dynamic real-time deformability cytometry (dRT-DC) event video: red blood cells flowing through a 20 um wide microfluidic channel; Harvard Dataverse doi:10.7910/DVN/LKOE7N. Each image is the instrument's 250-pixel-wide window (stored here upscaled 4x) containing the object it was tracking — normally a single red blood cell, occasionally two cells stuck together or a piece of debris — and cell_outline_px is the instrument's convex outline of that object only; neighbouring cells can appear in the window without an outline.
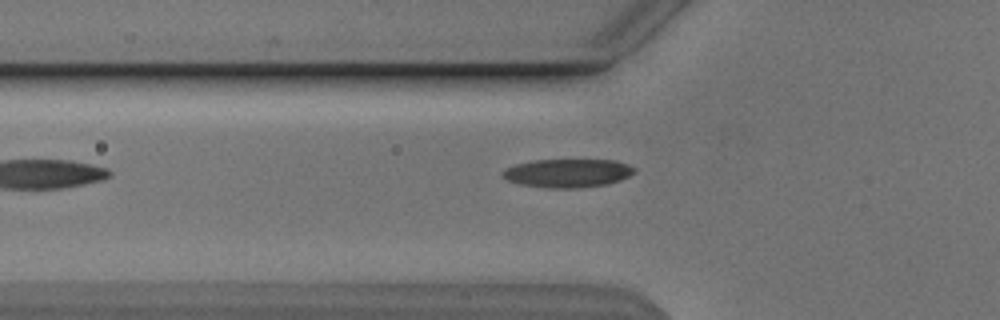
{"species": "Egyptian fruit bat (a non-hibernating species)", "species_latin": "Rousettus aegyptiacus", "temperature_condition": "cold", "stored_images_in_passage": 22, "camera_frame_rate_fps": 3000, "um_per_image_px": 0.085, "animal": {"sex": "male"}, "frame": {"image": 1, "passage_image": 2, "time_ms": 0.333, "image_size_px": [1000, 320], "cell_outline_px": [[636, 172], [620, 180], [604, 184], [576, 188], [544, 188], [520, 184], [508, 180], [500, 176], [500, 172], [504, 168], [516, 164], [532, 160], [616, 160], [628, 164], [636, 168]], "centroid_in_image_um": [48.21, 14.71], "position_along_channel_um": 77.6, "area_um2": 22.02}}
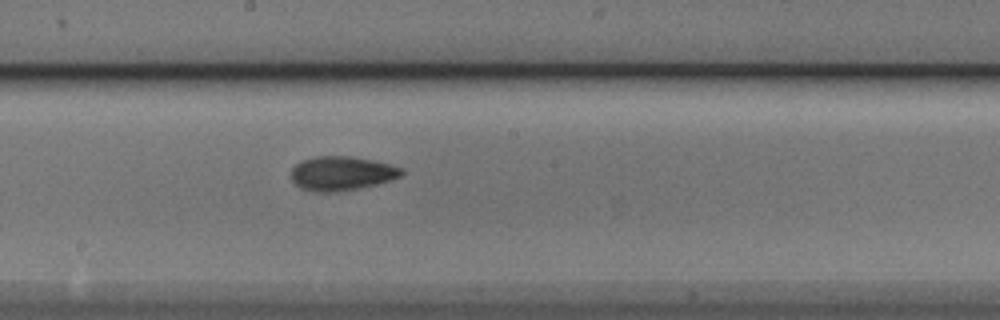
{"frame": {"image": 2, "passage_image": 13, "time_ms": 4.0, "image_size_px": [1000, 320], "cell_outline_px": [[404, 172], [400, 176], [392, 180], [360, 188], [332, 192], [316, 192], [300, 188], [292, 180], [292, 168], [300, 160], [316, 156], [352, 156], [372, 160], [404, 168]], "centroid_in_image_um": [29.04, 14.73], "position_along_channel_um": 219.2, "area_um2": 22.02}}
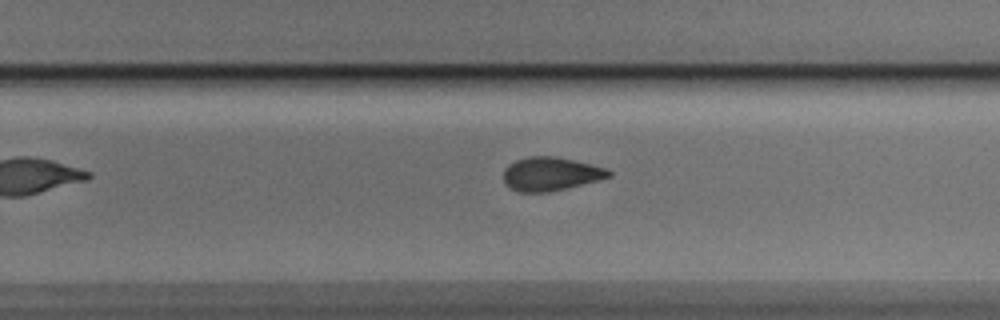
{"frame": {"image": 3, "passage_image": 18, "time_ms": 5.667, "image_size_px": [1000, 320], "cell_outline_px": [[612, 176], [600, 180], [548, 192], [520, 192], [504, 184], [504, 168], [508, 164], [516, 160], [528, 156], [552, 156], [572, 160], [608, 168], [612, 172]], "centroid_in_image_um": [46.81, 14.78], "position_along_channel_um": 283.0, "area_um2": 20.58}}